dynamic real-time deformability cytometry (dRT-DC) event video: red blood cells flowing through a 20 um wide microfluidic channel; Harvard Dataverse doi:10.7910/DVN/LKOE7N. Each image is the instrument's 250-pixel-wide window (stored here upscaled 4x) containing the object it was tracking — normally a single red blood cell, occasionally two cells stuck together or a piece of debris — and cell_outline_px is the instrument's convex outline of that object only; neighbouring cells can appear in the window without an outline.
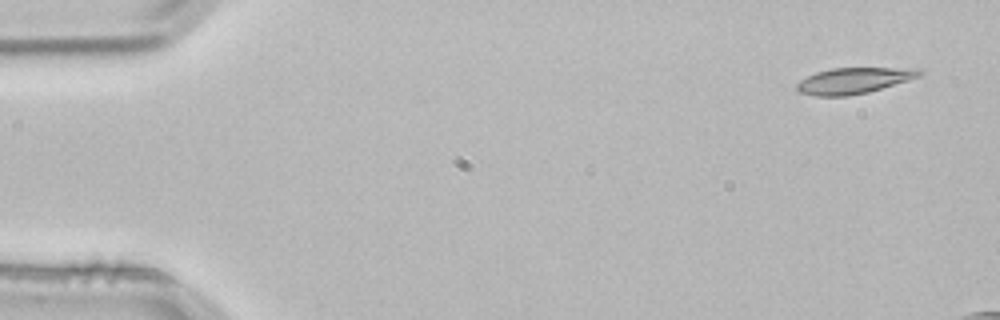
{"species": "common noctule bat (a hibernating species)", "species_latin": "Nyctalus noctula", "temperature_condition": "room temperature", "stored_images_in_passage": 3, "camera_frame_rate_fps": 3000, "um_per_image_px": 0.085, "animal": {"sex": "male", "body_mass_g": 21.5, "forearm_length_mm": 52.0}, "frame": {"image": 1, "passage_image": 1, "time_ms": 0.0, "image_size_px": [1000, 320], "cell_outline_px": [[924, 72], [920, 76], [908, 80], [868, 92], [848, 96], [816, 96], [800, 92], [796, 88], [796, 84], [800, 80], [816, 72], [832, 68], [920, 68]], "centroid_in_image_um": [72.58, 6.85], "position_along_channel_um": 12.4, "area_um2": 18.5}}